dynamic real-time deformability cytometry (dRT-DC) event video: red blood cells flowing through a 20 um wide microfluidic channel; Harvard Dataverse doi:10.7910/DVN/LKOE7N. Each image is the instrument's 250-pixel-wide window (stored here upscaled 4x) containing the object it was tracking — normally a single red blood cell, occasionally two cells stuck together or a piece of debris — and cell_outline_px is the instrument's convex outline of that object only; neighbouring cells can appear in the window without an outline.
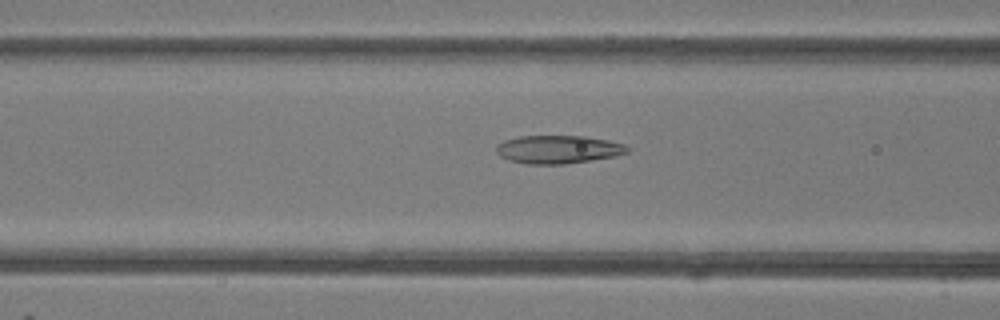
{"species": "common noctule bat (a hibernating species)", "species_latin": "Nyctalus noctula", "temperature_condition": "room temperature", "stored_images_in_passage": 40, "camera_frame_rate_fps": 3000, "um_per_image_px": 0.085, "animal": {"sex": "female"}, "frame": {"image": 1, "passage_image": 11, "time_ms": 3.333, "image_size_px": [1000, 320], "cell_outline_px": [[632, 148], [628, 152], [616, 156], [592, 160], [564, 164], [524, 164], [508, 160], [500, 156], [496, 152], [496, 144], [504, 140], [520, 136], [584, 136], [608, 140], [624, 144]], "centroid_in_image_um": [47.44, 12.7], "position_along_channel_um": 119.2, "area_um2": 21.73}}
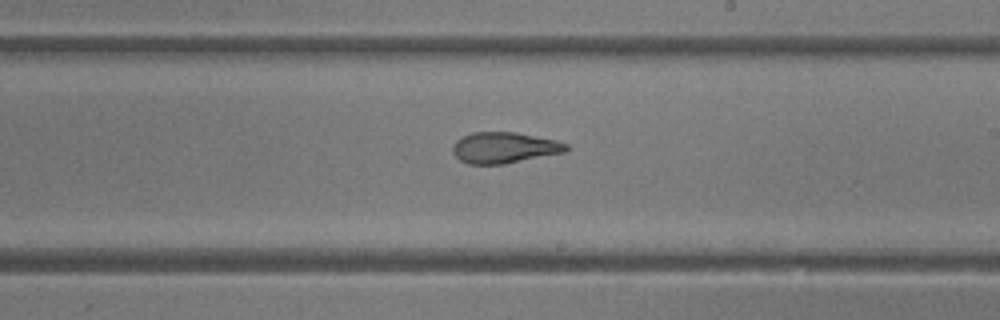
{"frame": {"image": 2, "passage_image": 20, "time_ms": 6.333, "image_size_px": [1000, 320], "cell_outline_px": [[568, 148], [564, 152], [504, 164], [468, 164], [460, 160], [452, 152], [452, 144], [460, 136], [472, 132], [516, 132], [556, 140], [568, 144]], "centroid_in_image_um": [42.81, 12.54], "position_along_channel_um": 246.2, "area_um2": 20.58}}
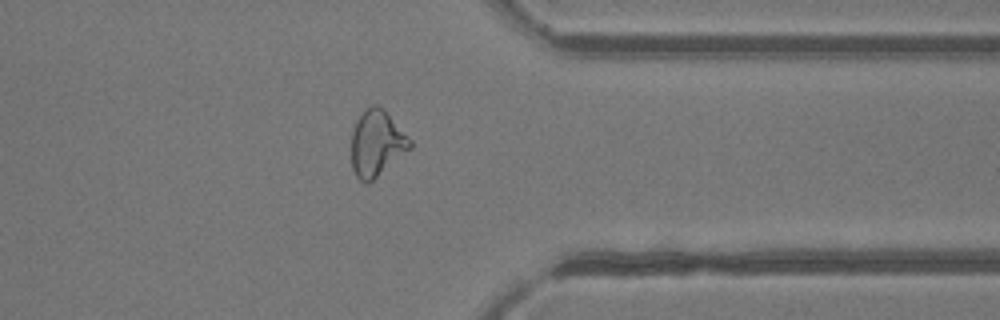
{"frame": {"image": 3, "passage_image": 30, "time_ms": 9.667, "image_size_px": [1000, 320], "cell_outline_px": [[412, 148], [368, 184], [364, 184], [356, 176], [352, 168], [352, 132], [356, 120], [364, 108], [372, 104], [376, 104], [384, 108], [412, 140]], "centroid_in_image_um": [32.03, 12.16], "position_along_channel_um": 379.4, "area_um2": 22.89}, "authors_computed_cell_mechanics": {"area_um2": 22.2819, "velocity_mm_per_s": 4.2309, "shape_relaxation_time_tau1_ms": null, "shape_relaxation_time_tau2_ms": 1.708, "deformation_change_tau1": null, "deformation_change_tau2": 0.0961}}